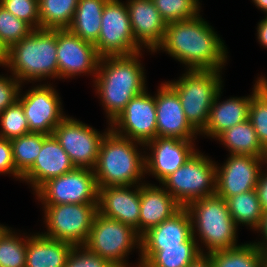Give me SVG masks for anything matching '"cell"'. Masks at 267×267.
Segmentation results:
<instances>
[{"instance_id": "f1b7e54d", "label": "cell", "mask_w": 267, "mask_h": 267, "mask_svg": "<svg viewBox=\"0 0 267 267\" xmlns=\"http://www.w3.org/2000/svg\"><path fill=\"white\" fill-rule=\"evenodd\" d=\"M217 138L230 149V154L267 158V151L260 144L249 119L227 129Z\"/></svg>"}, {"instance_id": "ac0fdd59", "label": "cell", "mask_w": 267, "mask_h": 267, "mask_svg": "<svg viewBox=\"0 0 267 267\" xmlns=\"http://www.w3.org/2000/svg\"><path fill=\"white\" fill-rule=\"evenodd\" d=\"M192 140L156 137L144 146L152 154L145 157V172H151L160 182L185 164L195 153Z\"/></svg>"}, {"instance_id": "6da1fadb", "label": "cell", "mask_w": 267, "mask_h": 267, "mask_svg": "<svg viewBox=\"0 0 267 267\" xmlns=\"http://www.w3.org/2000/svg\"><path fill=\"white\" fill-rule=\"evenodd\" d=\"M199 16L167 23L159 48L187 65L189 70H220L226 62L227 48Z\"/></svg>"}, {"instance_id": "52a82bcc", "label": "cell", "mask_w": 267, "mask_h": 267, "mask_svg": "<svg viewBox=\"0 0 267 267\" xmlns=\"http://www.w3.org/2000/svg\"><path fill=\"white\" fill-rule=\"evenodd\" d=\"M216 168L213 161L196 151L161 183L181 207H186L199 198L215 194Z\"/></svg>"}, {"instance_id": "7a4b0ae2", "label": "cell", "mask_w": 267, "mask_h": 267, "mask_svg": "<svg viewBox=\"0 0 267 267\" xmlns=\"http://www.w3.org/2000/svg\"><path fill=\"white\" fill-rule=\"evenodd\" d=\"M139 54L100 58L95 85L110 123L133 97L146 90Z\"/></svg>"}, {"instance_id": "b9f144b4", "label": "cell", "mask_w": 267, "mask_h": 267, "mask_svg": "<svg viewBox=\"0 0 267 267\" xmlns=\"http://www.w3.org/2000/svg\"><path fill=\"white\" fill-rule=\"evenodd\" d=\"M261 173L256 186V191L258 194V199L261 203V207L265 212L267 211V174H263V172Z\"/></svg>"}, {"instance_id": "74e56055", "label": "cell", "mask_w": 267, "mask_h": 267, "mask_svg": "<svg viewBox=\"0 0 267 267\" xmlns=\"http://www.w3.org/2000/svg\"><path fill=\"white\" fill-rule=\"evenodd\" d=\"M0 4L33 29H40L39 0H0Z\"/></svg>"}, {"instance_id": "484cf974", "label": "cell", "mask_w": 267, "mask_h": 267, "mask_svg": "<svg viewBox=\"0 0 267 267\" xmlns=\"http://www.w3.org/2000/svg\"><path fill=\"white\" fill-rule=\"evenodd\" d=\"M74 245L42 234L27 239L25 267H65Z\"/></svg>"}, {"instance_id": "f6af8a7d", "label": "cell", "mask_w": 267, "mask_h": 267, "mask_svg": "<svg viewBox=\"0 0 267 267\" xmlns=\"http://www.w3.org/2000/svg\"><path fill=\"white\" fill-rule=\"evenodd\" d=\"M188 267H214L208 255L200 254Z\"/></svg>"}, {"instance_id": "7c38bea8", "label": "cell", "mask_w": 267, "mask_h": 267, "mask_svg": "<svg viewBox=\"0 0 267 267\" xmlns=\"http://www.w3.org/2000/svg\"><path fill=\"white\" fill-rule=\"evenodd\" d=\"M104 134L67 116L55 127L54 137L69 155L75 168L94 169Z\"/></svg>"}, {"instance_id": "2e32d148", "label": "cell", "mask_w": 267, "mask_h": 267, "mask_svg": "<svg viewBox=\"0 0 267 267\" xmlns=\"http://www.w3.org/2000/svg\"><path fill=\"white\" fill-rule=\"evenodd\" d=\"M59 78L81 73H97L100 56L94 44L82 40L68 29H57Z\"/></svg>"}, {"instance_id": "8d00e7d4", "label": "cell", "mask_w": 267, "mask_h": 267, "mask_svg": "<svg viewBox=\"0 0 267 267\" xmlns=\"http://www.w3.org/2000/svg\"><path fill=\"white\" fill-rule=\"evenodd\" d=\"M33 30L28 23L8 12L0 4V39L8 49L14 43L28 36Z\"/></svg>"}, {"instance_id": "7bdbcfd3", "label": "cell", "mask_w": 267, "mask_h": 267, "mask_svg": "<svg viewBox=\"0 0 267 267\" xmlns=\"http://www.w3.org/2000/svg\"><path fill=\"white\" fill-rule=\"evenodd\" d=\"M257 230H260L261 233L263 234V236L265 237L264 238V241L266 242L267 241V211H265L263 213V216H262V220H261V223L259 225V227L257 228ZM257 246H259L262 250L266 251L267 252V242L266 243H255Z\"/></svg>"}, {"instance_id": "5bb4252c", "label": "cell", "mask_w": 267, "mask_h": 267, "mask_svg": "<svg viewBox=\"0 0 267 267\" xmlns=\"http://www.w3.org/2000/svg\"><path fill=\"white\" fill-rule=\"evenodd\" d=\"M261 161L267 163V158L231 154L224 166L216 168L215 194L226 200L231 196L256 189L262 170Z\"/></svg>"}, {"instance_id": "ba28073f", "label": "cell", "mask_w": 267, "mask_h": 267, "mask_svg": "<svg viewBox=\"0 0 267 267\" xmlns=\"http://www.w3.org/2000/svg\"><path fill=\"white\" fill-rule=\"evenodd\" d=\"M134 245L140 249V236L132 226L109 219L97 212L83 246L108 259L116 267H127L128 263H125L124 257Z\"/></svg>"}, {"instance_id": "e575fe53", "label": "cell", "mask_w": 267, "mask_h": 267, "mask_svg": "<svg viewBox=\"0 0 267 267\" xmlns=\"http://www.w3.org/2000/svg\"><path fill=\"white\" fill-rule=\"evenodd\" d=\"M0 119V137L12 140L29 133L27 118L18 100L0 113Z\"/></svg>"}, {"instance_id": "ee69618b", "label": "cell", "mask_w": 267, "mask_h": 267, "mask_svg": "<svg viewBox=\"0 0 267 267\" xmlns=\"http://www.w3.org/2000/svg\"><path fill=\"white\" fill-rule=\"evenodd\" d=\"M258 40L260 44L267 48V16L260 23H258Z\"/></svg>"}, {"instance_id": "83f0119b", "label": "cell", "mask_w": 267, "mask_h": 267, "mask_svg": "<svg viewBox=\"0 0 267 267\" xmlns=\"http://www.w3.org/2000/svg\"><path fill=\"white\" fill-rule=\"evenodd\" d=\"M214 267H267V252L254 243L207 253Z\"/></svg>"}, {"instance_id": "9c48e42d", "label": "cell", "mask_w": 267, "mask_h": 267, "mask_svg": "<svg viewBox=\"0 0 267 267\" xmlns=\"http://www.w3.org/2000/svg\"><path fill=\"white\" fill-rule=\"evenodd\" d=\"M98 204L44 205L48 226L42 235L82 246L88 239Z\"/></svg>"}, {"instance_id": "d590c367", "label": "cell", "mask_w": 267, "mask_h": 267, "mask_svg": "<svg viewBox=\"0 0 267 267\" xmlns=\"http://www.w3.org/2000/svg\"><path fill=\"white\" fill-rule=\"evenodd\" d=\"M166 23L184 21L197 16L200 10L194 0H152Z\"/></svg>"}, {"instance_id": "f546056e", "label": "cell", "mask_w": 267, "mask_h": 267, "mask_svg": "<svg viewBox=\"0 0 267 267\" xmlns=\"http://www.w3.org/2000/svg\"><path fill=\"white\" fill-rule=\"evenodd\" d=\"M226 202L236 226L242 223L254 229L259 227L264 211L256 189L231 196Z\"/></svg>"}, {"instance_id": "ab89813d", "label": "cell", "mask_w": 267, "mask_h": 267, "mask_svg": "<svg viewBox=\"0 0 267 267\" xmlns=\"http://www.w3.org/2000/svg\"><path fill=\"white\" fill-rule=\"evenodd\" d=\"M21 82L16 78L0 76V113L18 100Z\"/></svg>"}, {"instance_id": "603a6c76", "label": "cell", "mask_w": 267, "mask_h": 267, "mask_svg": "<svg viewBox=\"0 0 267 267\" xmlns=\"http://www.w3.org/2000/svg\"><path fill=\"white\" fill-rule=\"evenodd\" d=\"M181 206L161 187L140 186L139 236L176 213Z\"/></svg>"}, {"instance_id": "d4e9b609", "label": "cell", "mask_w": 267, "mask_h": 267, "mask_svg": "<svg viewBox=\"0 0 267 267\" xmlns=\"http://www.w3.org/2000/svg\"><path fill=\"white\" fill-rule=\"evenodd\" d=\"M193 235L180 246L140 247L141 261L138 267H188L203 251Z\"/></svg>"}, {"instance_id": "7dc6e473", "label": "cell", "mask_w": 267, "mask_h": 267, "mask_svg": "<svg viewBox=\"0 0 267 267\" xmlns=\"http://www.w3.org/2000/svg\"><path fill=\"white\" fill-rule=\"evenodd\" d=\"M256 6L267 13V0H253Z\"/></svg>"}, {"instance_id": "8992f818", "label": "cell", "mask_w": 267, "mask_h": 267, "mask_svg": "<svg viewBox=\"0 0 267 267\" xmlns=\"http://www.w3.org/2000/svg\"><path fill=\"white\" fill-rule=\"evenodd\" d=\"M220 70H188L178 81L167 82L179 95L187 121L199 133L222 87Z\"/></svg>"}, {"instance_id": "9a60e30c", "label": "cell", "mask_w": 267, "mask_h": 267, "mask_svg": "<svg viewBox=\"0 0 267 267\" xmlns=\"http://www.w3.org/2000/svg\"><path fill=\"white\" fill-rule=\"evenodd\" d=\"M59 95L50 85H40L18 97L27 118L29 132L53 135L55 127L66 117Z\"/></svg>"}, {"instance_id": "8fae6325", "label": "cell", "mask_w": 267, "mask_h": 267, "mask_svg": "<svg viewBox=\"0 0 267 267\" xmlns=\"http://www.w3.org/2000/svg\"><path fill=\"white\" fill-rule=\"evenodd\" d=\"M36 195L43 205L98 204V187L92 169L75 168L46 181Z\"/></svg>"}, {"instance_id": "f35d334b", "label": "cell", "mask_w": 267, "mask_h": 267, "mask_svg": "<svg viewBox=\"0 0 267 267\" xmlns=\"http://www.w3.org/2000/svg\"><path fill=\"white\" fill-rule=\"evenodd\" d=\"M82 251H81V249ZM84 249V250H83ZM65 267H116L108 259L89 251L85 246H74Z\"/></svg>"}, {"instance_id": "836d02e7", "label": "cell", "mask_w": 267, "mask_h": 267, "mask_svg": "<svg viewBox=\"0 0 267 267\" xmlns=\"http://www.w3.org/2000/svg\"><path fill=\"white\" fill-rule=\"evenodd\" d=\"M248 119L267 151V82L251 97Z\"/></svg>"}, {"instance_id": "4dcf8cb0", "label": "cell", "mask_w": 267, "mask_h": 267, "mask_svg": "<svg viewBox=\"0 0 267 267\" xmlns=\"http://www.w3.org/2000/svg\"><path fill=\"white\" fill-rule=\"evenodd\" d=\"M79 0H39L40 29H68Z\"/></svg>"}, {"instance_id": "ffe728a7", "label": "cell", "mask_w": 267, "mask_h": 267, "mask_svg": "<svg viewBox=\"0 0 267 267\" xmlns=\"http://www.w3.org/2000/svg\"><path fill=\"white\" fill-rule=\"evenodd\" d=\"M126 6L136 45L140 48V45L144 44L153 52L159 49L167 23L162 19L153 1L130 0Z\"/></svg>"}, {"instance_id": "277c9868", "label": "cell", "mask_w": 267, "mask_h": 267, "mask_svg": "<svg viewBox=\"0 0 267 267\" xmlns=\"http://www.w3.org/2000/svg\"><path fill=\"white\" fill-rule=\"evenodd\" d=\"M57 29H34L8 49L7 65L20 82L59 77Z\"/></svg>"}, {"instance_id": "5b68a950", "label": "cell", "mask_w": 267, "mask_h": 267, "mask_svg": "<svg viewBox=\"0 0 267 267\" xmlns=\"http://www.w3.org/2000/svg\"><path fill=\"white\" fill-rule=\"evenodd\" d=\"M185 208L191 218L193 235L197 228L199 237L209 250L207 253L237 247V226L225 199L214 194L199 198Z\"/></svg>"}, {"instance_id": "1f68e13d", "label": "cell", "mask_w": 267, "mask_h": 267, "mask_svg": "<svg viewBox=\"0 0 267 267\" xmlns=\"http://www.w3.org/2000/svg\"><path fill=\"white\" fill-rule=\"evenodd\" d=\"M48 135L29 132L11 141L16 171L23 176L34 164Z\"/></svg>"}, {"instance_id": "44dd1931", "label": "cell", "mask_w": 267, "mask_h": 267, "mask_svg": "<svg viewBox=\"0 0 267 267\" xmlns=\"http://www.w3.org/2000/svg\"><path fill=\"white\" fill-rule=\"evenodd\" d=\"M75 169L69 155L54 135L43 140L42 149L33 166L21 177L37 191L46 181Z\"/></svg>"}, {"instance_id": "c3c4849f", "label": "cell", "mask_w": 267, "mask_h": 267, "mask_svg": "<svg viewBox=\"0 0 267 267\" xmlns=\"http://www.w3.org/2000/svg\"><path fill=\"white\" fill-rule=\"evenodd\" d=\"M8 230L6 226L0 225V239Z\"/></svg>"}, {"instance_id": "4fadbf2b", "label": "cell", "mask_w": 267, "mask_h": 267, "mask_svg": "<svg viewBox=\"0 0 267 267\" xmlns=\"http://www.w3.org/2000/svg\"><path fill=\"white\" fill-rule=\"evenodd\" d=\"M110 124L116 134L145 145L157 137L155 97L144 90L133 97Z\"/></svg>"}, {"instance_id": "cb8c5ba5", "label": "cell", "mask_w": 267, "mask_h": 267, "mask_svg": "<svg viewBox=\"0 0 267 267\" xmlns=\"http://www.w3.org/2000/svg\"><path fill=\"white\" fill-rule=\"evenodd\" d=\"M193 236L188 210L181 207L170 218L149 229L140 237V247L180 246Z\"/></svg>"}, {"instance_id": "60d3db41", "label": "cell", "mask_w": 267, "mask_h": 267, "mask_svg": "<svg viewBox=\"0 0 267 267\" xmlns=\"http://www.w3.org/2000/svg\"><path fill=\"white\" fill-rule=\"evenodd\" d=\"M0 173H11L20 179L22 177L15 169L11 141L3 137H0Z\"/></svg>"}, {"instance_id": "7402d4cb", "label": "cell", "mask_w": 267, "mask_h": 267, "mask_svg": "<svg viewBox=\"0 0 267 267\" xmlns=\"http://www.w3.org/2000/svg\"><path fill=\"white\" fill-rule=\"evenodd\" d=\"M267 82L261 78L254 85L253 94L249 97L230 98L219 103L221 89L218 91L210 109L205 128L201 131L207 136L217 138L222 132L248 119L251 97Z\"/></svg>"}, {"instance_id": "30bf717a", "label": "cell", "mask_w": 267, "mask_h": 267, "mask_svg": "<svg viewBox=\"0 0 267 267\" xmlns=\"http://www.w3.org/2000/svg\"><path fill=\"white\" fill-rule=\"evenodd\" d=\"M100 57L128 56L140 53L133 36L127 6L108 0L101 17L99 38L94 44Z\"/></svg>"}, {"instance_id": "3957f363", "label": "cell", "mask_w": 267, "mask_h": 267, "mask_svg": "<svg viewBox=\"0 0 267 267\" xmlns=\"http://www.w3.org/2000/svg\"><path fill=\"white\" fill-rule=\"evenodd\" d=\"M134 142L110 128L104 134L93 169L98 188L139 182L145 173V157L137 152Z\"/></svg>"}, {"instance_id": "bcb514c9", "label": "cell", "mask_w": 267, "mask_h": 267, "mask_svg": "<svg viewBox=\"0 0 267 267\" xmlns=\"http://www.w3.org/2000/svg\"><path fill=\"white\" fill-rule=\"evenodd\" d=\"M8 61V48L0 39V65H7Z\"/></svg>"}, {"instance_id": "d6986e66", "label": "cell", "mask_w": 267, "mask_h": 267, "mask_svg": "<svg viewBox=\"0 0 267 267\" xmlns=\"http://www.w3.org/2000/svg\"><path fill=\"white\" fill-rule=\"evenodd\" d=\"M131 186L98 188L97 210L102 216L132 226L139 235L140 184L136 191Z\"/></svg>"}, {"instance_id": "4316f807", "label": "cell", "mask_w": 267, "mask_h": 267, "mask_svg": "<svg viewBox=\"0 0 267 267\" xmlns=\"http://www.w3.org/2000/svg\"><path fill=\"white\" fill-rule=\"evenodd\" d=\"M108 0H79L68 27L82 40L95 44L101 30V17Z\"/></svg>"}, {"instance_id": "e0dca14e", "label": "cell", "mask_w": 267, "mask_h": 267, "mask_svg": "<svg viewBox=\"0 0 267 267\" xmlns=\"http://www.w3.org/2000/svg\"><path fill=\"white\" fill-rule=\"evenodd\" d=\"M155 96L157 137L192 140L198 132L187 121L177 92L166 82Z\"/></svg>"}, {"instance_id": "d6a6232c", "label": "cell", "mask_w": 267, "mask_h": 267, "mask_svg": "<svg viewBox=\"0 0 267 267\" xmlns=\"http://www.w3.org/2000/svg\"><path fill=\"white\" fill-rule=\"evenodd\" d=\"M26 251L27 239L13 235L9 229L0 239V267H25Z\"/></svg>"}]
</instances>
